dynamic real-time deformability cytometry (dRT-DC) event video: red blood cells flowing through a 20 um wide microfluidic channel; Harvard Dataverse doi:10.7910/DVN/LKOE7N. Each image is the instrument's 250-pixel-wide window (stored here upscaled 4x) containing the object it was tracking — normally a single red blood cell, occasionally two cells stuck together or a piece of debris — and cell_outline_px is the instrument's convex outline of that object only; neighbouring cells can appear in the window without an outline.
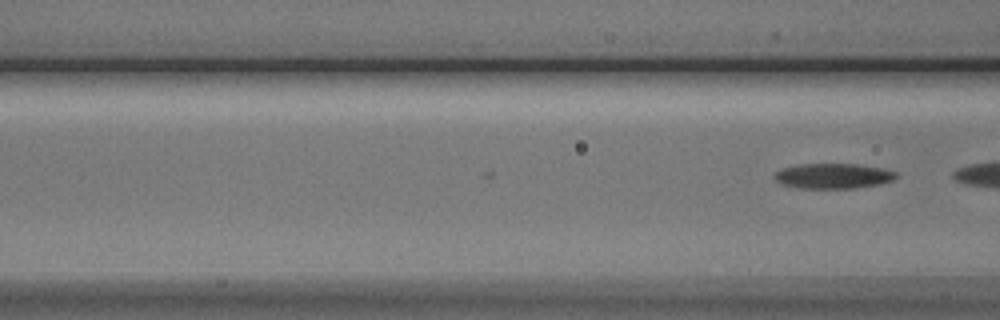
{"species": "Egyptian fruit bat (a non-hibernating species)", "species_latin": "Rousettus aegyptiacus", "temperature_condition": "cold", "stored_images_in_passage": 5, "camera_frame_rate_fps": 3000, "um_per_image_px": 0.085, "animal": {"sex": "male"}, "frame": {"image": 1, "passage_image": 5, "time_ms": 1.333, "image_size_px": [1000, 320], "cell_outline_px": [[900, 176], [892, 180], [880, 184], [856, 188], [800, 188], [780, 184], [776, 180], [776, 172], [780, 168], [796, 164], [856, 164], [880, 168], [896, 172]], "centroid_in_image_um": [70.81, 14.95], "position_along_channel_um": 95.8, "area_um2": 17.86}}